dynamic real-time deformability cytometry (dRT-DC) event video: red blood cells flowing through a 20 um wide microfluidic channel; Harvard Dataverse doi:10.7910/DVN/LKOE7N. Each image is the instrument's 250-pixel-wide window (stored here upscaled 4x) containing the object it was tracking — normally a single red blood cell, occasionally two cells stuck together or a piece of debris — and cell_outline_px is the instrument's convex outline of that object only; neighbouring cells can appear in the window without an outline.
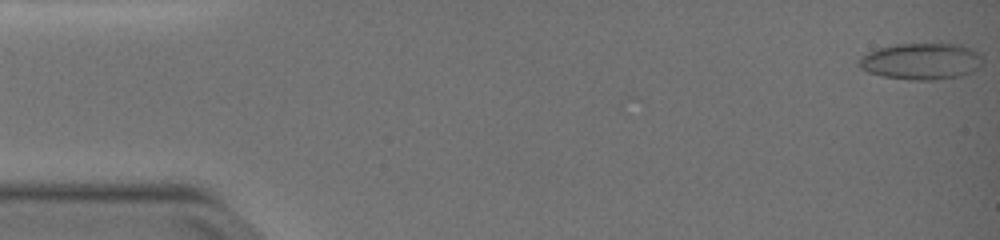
{"species": "common noctule bat (a hibernating species)", "species_latin": "Nyctalus noctula", "temperature_condition": "warm", "stored_images_in_passage": 31, "camera_frame_rate_fps": 3000, "um_per_image_px": 0.085, "animal": {"sex": "female", "body_mass_g": 19.0, "forearm_length_mm": 51.5}, "frame": {"image": 1, "passage_image": 1, "time_ms": 0.0, "image_size_px": [1000, 240], "cell_outline_px": [[980, 64], [972, 72], [960, 76], [936, 80], [908, 80], [884, 76], [868, 72], [860, 68], [856, 64], [860, 56], [868, 52], [880, 48], [896, 44], [940, 40], [964, 44], [972, 48], [980, 56]], "centroid_in_image_um": [78.31, 5.16], "position_along_channel_um": 6.7, "area_um2": 27.28}}
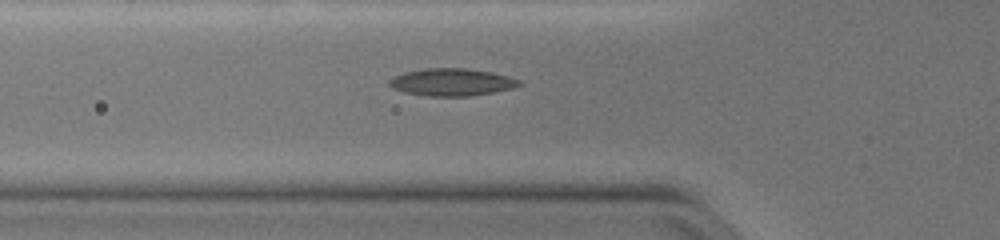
{"frame": {"image": 2, "passage_image": 19, "time_ms": 6.0, "image_size_px": [1000, 240], "cell_outline_px": [[524, 84], [512, 88], [496, 92], [468, 96], [428, 96], [404, 92], [392, 88], [388, 84], [388, 80], [404, 72], [424, 68], [464, 68], [492, 72], [508, 76], [520, 80]], "centroid_in_image_um": [38.41, 6.98], "position_along_channel_um": 87.4, "area_um2": 20.81}}
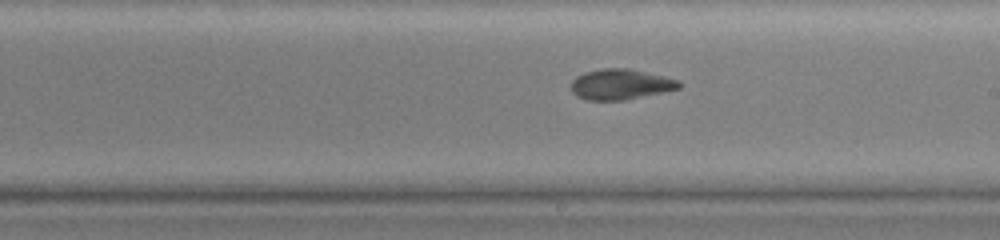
{"frame": {"image": 3, "passage_image": 31, "time_ms": 10.0, "image_size_px": [1000, 240], "cell_outline_px": [[684, 84], [680, 88], [624, 100], [584, 100], [576, 96], [568, 88], [572, 80], [576, 76], [584, 72], [604, 68], [628, 68], [664, 76], [680, 80]], "centroid_in_image_um": [52.71, 7.17], "position_along_channel_um": 236.3, "area_um2": 19.42}}